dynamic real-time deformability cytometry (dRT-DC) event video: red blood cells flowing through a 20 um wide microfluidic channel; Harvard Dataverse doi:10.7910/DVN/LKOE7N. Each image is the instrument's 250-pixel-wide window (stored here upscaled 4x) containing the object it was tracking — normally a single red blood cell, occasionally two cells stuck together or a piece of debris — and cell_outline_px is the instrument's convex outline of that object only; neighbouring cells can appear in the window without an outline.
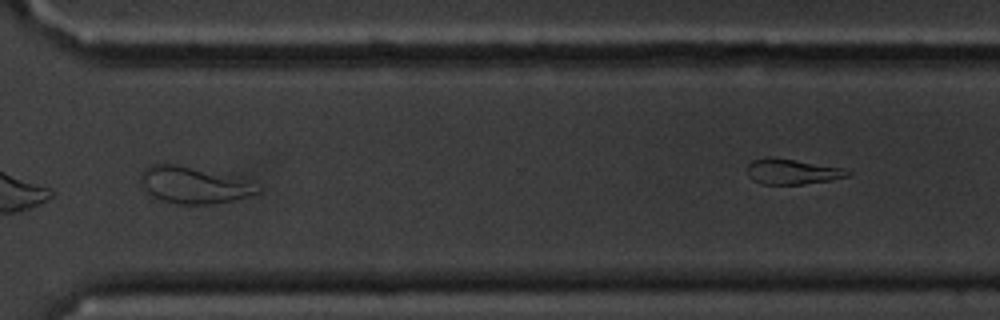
{"species": "common noctule bat (a hibernating species)", "species_latin": "Nyctalus noctula", "temperature_condition": "cold", "stored_images_in_passage": 30, "camera_frame_rate_fps": 3000, "um_per_image_px": 0.085, "animal": {"sex": "male", "body_mass_g": 20.1, "forearm_length_mm": 53.5}, "frame": {"image": 1, "passage_image": 26, "time_ms": 8.333, "image_size_px": [1000, 320], "cell_outline_px": [[260, 192], [232, 200], [212, 204], [176, 204], [160, 200], [144, 192], [140, 180], [140, 172], [148, 164], [160, 160], [240, 176], [260, 188]], "centroid_in_image_um": [16.38, 15.67], "position_along_channel_um": 354.2, "area_um2": 26.13}, "authors_computed_cell_mechanics": {"area_um2": 20.8658, "velocity_mm_per_s": 3.5499, "shape_relaxation_time_tau1_ms": null, "shape_relaxation_time_tau2_ms": 3.1511, "deformation_change_tau1": null, "deformation_change_tau2": 0.0955}}